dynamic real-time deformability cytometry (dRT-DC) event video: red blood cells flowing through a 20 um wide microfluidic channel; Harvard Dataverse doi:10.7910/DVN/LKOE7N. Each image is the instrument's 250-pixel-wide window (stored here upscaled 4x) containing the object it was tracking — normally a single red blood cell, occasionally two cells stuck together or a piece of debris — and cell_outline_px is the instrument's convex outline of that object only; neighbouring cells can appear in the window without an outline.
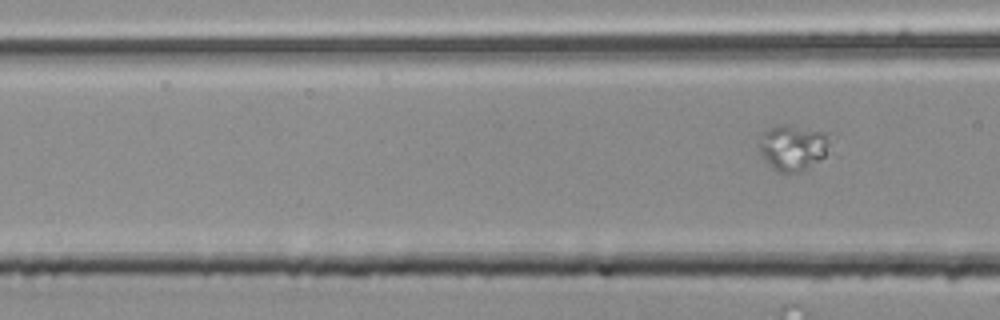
{"species": "common noctule bat (a hibernating species)", "species_latin": "Nyctalus noctula", "temperature_condition": "room temperature", "stored_images_in_passage": 4, "camera_frame_rate_fps": 3000, "um_per_image_px": 0.085, "animal": {"sex": "male", "body_mass_g": 20.4}, "frame": {"image": 1, "passage_image": 4, "time_ms": 1.0, "image_size_px": [1000, 320], "cell_outline_px": [[828, 144], [824, 156], [820, 160], [800, 172], [780, 172], [772, 168], [760, 152], [756, 144], [756, 140], [764, 132], [772, 128], [784, 124], [828, 132]], "centroid_in_image_um": [67.36, 12.53], "position_along_channel_um": 99.2, "area_um2": 18.73}}